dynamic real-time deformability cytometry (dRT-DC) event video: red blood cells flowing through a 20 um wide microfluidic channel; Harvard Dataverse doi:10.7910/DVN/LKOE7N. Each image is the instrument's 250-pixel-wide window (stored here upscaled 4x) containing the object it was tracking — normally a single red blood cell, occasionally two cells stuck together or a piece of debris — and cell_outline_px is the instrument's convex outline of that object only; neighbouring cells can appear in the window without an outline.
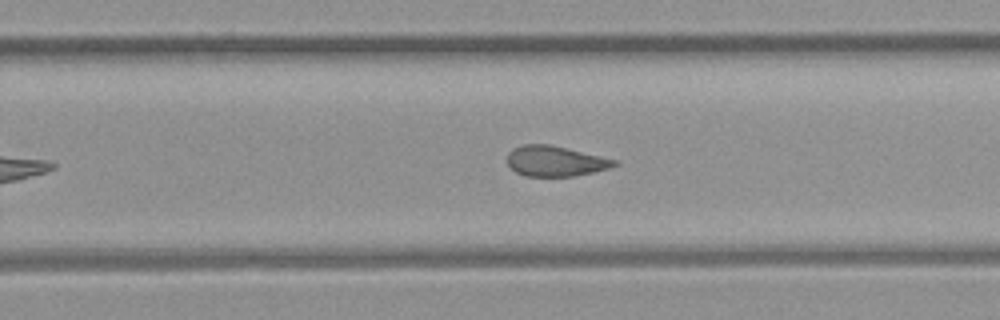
{"species": "common noctule bat (a hibernating species)", "species_latin": "Nyctalus noctula", "temperature_condition": "room temperature", "stored_images_in_passage": 24, "camera_frame_rate_fps": 3000, "um_per_image_px": 0.085, "animal": {"sex": "female", "body_mass_g": 21.9}, "frame": {"image": 1, "passage_image": 17, "time_ms": 5.333, "image_size_px": [1000, 320], "cell_outline_px": [[620, 164], [608, 168], [592, 172], [572, 176], [524, 176], [516, 172], [508, 164], [508, 152], [512, 148], [520, 144], [548, 144], [620, 160]], "centroid_in_image_um": [47.21, 13.68], "position_along_channel_um": 282.6, "area_um2": 19.02}}